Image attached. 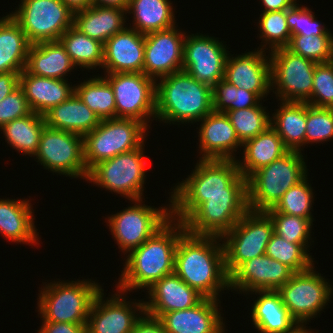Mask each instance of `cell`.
Here are the masks:
<instances>
[{"instance_id": "1", "label": "cell", "mask_w": 333, "mask_h": 333, "mask_svg": "<svg viewBox=\"0 0 333 333\" xmlns=\"http://www.w3.org/2000/svg\"><path fill=\"white\" fill-rule=\"evenodd\" d=\"M198 161L172 189L171 217L193 235L222 237L249 210L247 179L236 160Z\"/></svg>"}, {"instance_id": "2", "label": "cell", "mask_w": 333, "mask_h": 333, "mask_svg": "<svg viewBox=\"0 0 333 333\" xmlns=\"http://www.w3.org/2000/svg\"><path fill=\"white\" fill-rule=\"evenodd\" d=\"M221 241V237L185 231L175 250L174 272L204 298L220 300L221 290H229Z\"/></svg>"}, {"instance_id": "3", "label": "cell", "mask_w": 333, "mask_h": 333, "mask_svg": "<svg viewBox=\"0 0 333 333\" xmlns=\"http://www.w3.org/2000/svg\"><path fill=\"white\" fill-rule=\"evenodd\" d=\"M184 232L183 222L171 217L143 244L128 253L116 288L124 293L147 290L162 277L174 273L175 250Z\"/></svg>"}, {"instance_id": "4", "label": "cell", "mask_w": 333, "mask_h": 333, "mask_svg": "<svg viewBox=\"0 0 333 333\" xmlns=\"http://www.w3.org/2000/svg\"><path fill=\"white\" fill-rule=\"evenodd\" d=\"M155 96V118L160 122L195 123L213 111L212 87L183 70L156 81Z\"/></svg>"}, {"instance_id": "5", "label": "cell", "mask_w": 333, "mask_h": 333, "mask_svg": "<svg viewBox=\"0 0 333 333\" xmlns=\"http://www.w3.org/2000/svg\"><path fill=\"white\" fill-rule=\"evenodd\" d=\"M300 151H289L247 178L248 207L251 211L273 208L285 192L307 176V166Z\"/></svg>"}, {"instance_id": "6", "label": "cell", "mask_w": 333, "mask_h": 333, "mask_svg": "<svg viewBox=\"0 0 333 333\" xmlns=\"http://www.w3.org/2000/svg\"><path fill=\"white\" fill-rule=\"evenodd\" d=\"M60 281L45 282L41 287L37 298L40 318L47 322L87 324L92 302L102 287L91 279Z\"/></svg>"}, {"instance_id": "7", "label": "cell", "mask_w": 333, "mask_h": 333, "mask_svg": "<svg viewBox=\"0 0 333 333\" xmlns=\"http://www.w3.org/2000/svg\"><path fill=\"white\" fill-rule=\"evenodd\" d=\"M148 127L133 118L103 119L84 136V160L88 172L98 163L139 148Z\"/></svg>"}, {"instance_id": "8", "label": "cell", "mask_w": 333, "mask_h": 333, "mask_svg": "<svg viewBox=\"0 0 333 333\" xmlns=\"http://www.w3.org/2000/svg\"><path fill=\"white\" fill-rule=\"evenodd\" d=\"M273 223L265 211L248 210L221 239L225 270L230 276L245 261L265 254L273 234Z\"/></svg>"}, {"instance_id": "9", "label": "cell", "mask_w": 333, "mask_h": 333, "mask_svg": "<svg viewBox=\"0 0 333 333\" xmlns=\"http://www.w3.org/2000/svg\"><path fill=\"white\" fill-rule=\"evenodd\" d=\"M144 143L137 149L121 153L96 164L87 177L100 188L120 194L128 200L143 199L147 162L144 157Z\"/></svg>"}, {"instance_id": "10", "label": "cell", "mask_w": 333, "mask_h": 333, "mask_svg": "<svg viewBox=\"0 0 333 333\" xmlns=\"http://www.w3.org/2000/svg\"><path fill=\"white\" fill-rule=\"evenodd\" d=\"M10 15L30 44L59 41L73 25L74 12L62 0H21Z\"/></svg>"}, {"instance_id": "11", "label": "cell", "mask_w": 333, "mask_h": 333, "mask_svg": "<svg viewBox=\"0 0 333 333\" xmlns=\"http://www.w3.org/2000/svg\"><path fill=\"white\" fill-rule=\"evenodd\" d=\"M314 264L307 270L295 272L293 276L277 291L282 303L291 317L305 326L309 320L330 303L333 286L320 273H316Z\"/></svg>"}, {"instance_id": "12", "label": "cell", "mask_w": 333, "mask_h": 333, "mask_svg": "<svg viewBox=\"0 0 333 333\" xmlns=\"http://www.w3.org/2000/svg\"><path fill=\"white\" fill-rule=\"evenodd\" d=\"M131 202L135 204L108 216L106 220L124 254L138 248L171 218V205L153 208L145 205L142 199Z\"/></svg>"}, {"instance_id": "13", "label": "cell", "mask_w": 333, "mask_h": 333, "mask_svg": "<svg viewBox=\"0 0 333 333\" xmlns=\"http://www.w3.org/2000/svg\"><path fill=\"white\" fill-rule=\"evenodd\" d=\"M34 156L48 171L87 180L89 172L84 160V137L79 134L45 126Z\"/></svg>"}, {"instance_id": "14", "label": "cell", "mask_w": 333, "mask_h": 333, "mask_svg": "<svg viewBox=\"0 0 333 333\" xmlns=\"http://www.w3.org/2000/svg\"><path fill=\"white\" fill-rule=\"evenodd\" d=\"M269 55L271 91L275 92L279 101L307 102L312 95L317 63L296 55L287 48L275 49Z\"/></svg>"}, {"instance_id": "15", "label": "cell", "mask_w": 333, "mask_h": 333, "mask_svg": "<svg viewBox=\"0 0 333 333\" xmlns=\"http://www.w3.org/2000/svg\"><path fill=\"white\" fill-rule=\"evenodd\" d=\"M104 78L113 89L116 118H133L150 128L156 113V81L143 73H111Z\"/></svg>"}, {"instance_id": "16", "label": "cell", "mask_w": 333, "mask_h": 333, "mask_svg": "<svg viewBox=\"0 0 333 333\" xmlns=\"http://www.w3.org/2000/svg\"><path fill=\"white\" fill-rule=\"evenodd\" d=\"M215 37L203 34L186 35L182 70L196 80L213 87L224 79L229 51Z\"/></svg>"}, {"instance_id": "17", "label": "cell", "mask_w": 333, "mask_h": 333, "mask_svg": "<svg viewBox=\"0 0 333 333\" xmlns=\"http://www.w3.org/2000/svg\"><path fill=\"white\" fill-rule=\"evenodd\" d=\"M103 291L102 289L92 302L86 326L87 332L131 333L140 315L145 312L144 300L126 301V297L123 296L125 293L118 289L111 298L107 297L104 300Z\"/></svg>"}, {"instance_id": "18", "label": "cell", "mask_w": 333, "mask_h": 333, "mask_svg": "<svg viewBox=\"0 0 333 333\" xmlns=\"http://www.w3.org/2000/svg\"><path fill=\"white\" fill-rule=\"evenodd\" d=\"M176 27L145 34L143 74L155 81L182 71L186 33Z\"/></svg>"}, {"instance_id": "19", "label": "cell", "mask_w": 333, "mask_h": 333, "mask_svg": "<svg viewBox=\"0 0 333 333\" xmlns=\"http://www.w3.org/2000/svg\"><path fill=\"white\" fill-rule=\"evenodd\" d=\"M295 272L266 254L242 263L229 276V289L246 294L254 291L278 290Z\"/></svg>"}, {"instance_id": "20", "label": "cell", "mask_w": 333, "mask_h": 333, "mask_svg": "<svg viewBox=\"0 0 333 333\" xmlns=\"http://www.w3.org/2000/svg\"><path fill=\"white\" fill-rule=\"evenodd\" d=\"M257 48L236 57L228 54L224 80L246 91L255 93L261 100L271 90V65L269 54Z\"/></svg>"}, {"instance_id": "21", "label": "cell", "mask_w": 333, "mask_h": 333, "mask_svg": "<svg viewBox=\"0 0 333 333\" xmlns=\"http://www.w3.org/2000/svg\"><path fill=\"white\" fill-rule=\"evenodd\" d=\"M104 43L102 69L105 74L143 73L145 35L128 27Z\"/></svg>"}, {"instance_id": "22", "label": "cell", "mask_w": 333, "mask_h": 333, "mask_svg": "<svg viewBox=\"0 0 333 333\" xmlns=\"http://www.w3.org/2000/svg\"><path fill=\"white\" fill-rule=\"evenodd\" d=\"M220 302L203 298L191 308L164 313L159 319L167 333H225Z\"/></svg>"}, {"instance_id": "23", "label": "cell", "mask_w": 333, "mask_h": 333, "mask_svg": "<svg viewBox=\"0 0 333 333\" xmlns=\"http://www.w3.org/2000/svg\"><path fill=\"white\" fill-rule=\"evenodd\" d=\"M200 159L236 160L234 151L242 147L226 113L212 111L200 120Z\"/></svg>"}, {"instance_id": "24", "label": "cell", "mask_w": 333, "mask_h": 333, "mask_svg": "<svg viewBox=\"0 0 333 333\" xmlns=\"http://www.w3.org/2000/svg\"><path fill=\"white\" fill-rule=\"evenodd\" d=\"M147 290L149 296L148 301H144V309L156 318L167 312L191 308L204 298L175 272L162 277Z\"/></svg>"}, {"instance_id": "25", "label": "cell", "mask_w": 333, "mask_h": 333, "mask_svg": "<svg viewBox=\"0 0 333 333\" xmlns=\"http://www.w3.org/2000/svg\"><path fill=\"white\" fill-rule=\"evenodd\" d=\"M68 79H52L29 74L25 69L20 73L19 86L34 113L44 115L51 108L67 100L74 92Z\"/></svg>"}, {"instance_id": "26", "label": "cell", "mask_w": 333, "mask_h": 333, "mask_svg": "<svg viewBox=\"0 0 333 333\" xmlns=\"http://www.w3.org/2000/svg\"><path fill=\"white\" fill-rule=\"evenodd\" d=\"M260 295L254 301L251 312L252 324L260 333H293L300 326L282 303L277 290L254 291Z\"/></svg>"}, {"instance_id": "27", "label": "cell", "mask_w": 333, "mask_h": 333, "mask_svg": "<svg viewBox=\"0 0 333 333\" xmlns=\"http://www.w3.org/2000/svg\"><path fill=\"white\" fill-rule=\"evenodd\" d=\"M28 199L0 198V234L15 243L38 244L33 208ZM31 243V244H30Z\"/></svg>"}, {"instance_id": "28", "label": "cell", "mask_w": 333, "mask_h": 333, "mask_svg": "<svg viewBox=\"0 0 333 333\" xmlns=\"http://www.w3.org/2000/svg\"><path fill=\"white\" fill-rule=\"evenodd\" d=\"M126 14L123 8L91 5L74 12L73 25L88 37L104 44L125 28Z\"/></svg>"}, {"instance_id": "29", "label": "cell", "mask_w": 333, "mask_h": 333, "mask_svg": "<svg viewBox=\"0 0 333 333\" xmlns=\"http://www.w3.org/2000/svg\"><path fill=\"white\" fill-rule=\"evenodd\" d=\"M43 116L46 126L76 133L83 137L95 129L101 121L75 92Z\"/></svg>"}, {"instance_id": "30", "label": "cell", "mask_w": 333, "mask_h": 333, "mask_svg": "<svg viewBox=\"0 0 333 333\" xmlns=\"http://www.w3.org/2000/svg\"><path fill=\"white\" fill-rule=\"evenodd\" d=\"M76 67L60 41L32 44L28 50L25 70L41 77L61 79Z\"/></svg>"}, {"instance_id": "31", "label": "cell", "mask_w": 333, "mask_h": 333, "mask_svg": "<svg viewBox=\"0 0 333 333\" xmlns=\"http://www.w3.org/2000/svg\"><path fill=\"white\" fill-rule=\"evenodd\" d=\"M242 147L244 156L241 161H236L240 173L246 179L259 168L269 165L290 151L271 126L256 137L246 140Z\"/></svg>"}, {"instance_id": "32", "label": "cell", "mask_w": 333, "mask_h": 333, "mask_svg": "<svg viewBox=\"0 0 333 333\" xmlns=\"http://www.w3.org/2000/svg\"><path fill=\"white\" fill-rule=\"evenodd\" d=\"M30 45L19 23L10 14L0 18V73L22 72Z\"/></svg>"}, {"instance_id": "33", "label": "cell", "mask_w": 333, "mask_h": 333, "mask_svg": "<svg viewBox=\"0 0 333 333\" xmlns=\"http://www.w3.org/2000/svg\"><path fill=\"white\" fill-rule=\"evenodd\" d=\"M272 114L270 126L290 151L305 147L306 102H283Z\"/></svg>"}, {"instance_id": "34", "label": "cell", "mask_w": 333, "mask_h": 333, "mask_svg": "<svg viewBox=\"0 0 333 333\" xmlns=\"http://www.w3.org/2000/svg\"><path fill=\"white\" fill-rule=\"evenodd\" d=\"M174 10L169 0H129L126 13L133 14L132 28L145 35L177 25Z\"/></svg>"}, {"instance_id": "35", "label": "cell", "mask_w": 333, "mask_h": 333, "mask_svg": "<svg viewBox=\"0 0 333 333\" xmlns=\"http://www.w3.org/2000/svg\"><path fill=\"white\" fill-rule=\"evenodd\" d=\"M46 126L43 115L31 114L16 118L0 128L7 143L18 152L34 157L38 151L40 136Z\"/></svg>"}, {"instance_id": "36", "label": "cell", "mask_w": 333, "mask_h": 333, "mask_svg": "<svg viewBox=\"0 0 333 333\" xmlns=\"http://www.w3.org/2000/svg\"><path fill=\"white\" fill-rule=\"evenodd\" d=\"M74 65L79 68H102L104 44L92 39L72 25L59 39Z\"/></svg>"}, {"instance_id": "37", "label": "cell", "mask_w": 333, "mask_h": 333, "mask_svg": "<svg viewBox=\"0 0 333 333\" xmlns=\"http://www.w3.org/2000/svg\"><path fill=\"white\" fill-rule=\"evenodd\" d=\"M74 92L100 120L116 118L114 92L104 77L95 76L84 80L80 85H74Z\"/></svg>"}, {"instance_id": "38", "label": "cell", "mask_w": 333, "mask_h": 333, "mask_svg": "<svg viewBox=\"0 0 333 333\" xmlns=\"http://www.w3.org/2000/svg\"><path fill=\"white\" fill-rule=\"evenodd\" d=\"M261 104L255 107L226 112L242 143L263 133L270 127L271 116L269 112H266V107Z\"/></svg>"}, {"instance_id": "39", "label": "cell", "mask_w": 333, "mask_h": 333, "mask_svg": "<svg viewBox=\"0 0 333 333\" xmlns=\"http://www.w3.org/2000/svg\"><path fill=\"white\" fill-rule=\"evenodd\" d=\"M262 100L250 91L220 80L212 87L213 111L226 113L227 111L255 107Z\"/></svg>"}, {"instance_id": "40", "label": "cell", "mask_w": 333, "mask_h": 333, "mask_svg": "<svg viewBox=\"0 0 333 333\" xmlns=\"http://www.w3.org/2000/svg\"><path fill=\"white\" fill-rule=\"evenodd\" d=\"M307 176L298 184L290 187L277 204L265 212H279L282 214L314 219L311 215L314 193L307 180Z\"/></svg>"}, {"instance_id": "41", "label": "cell", "mask_w": 333, "mask_h": 333, "mask_svg": "<svg viewBox=\"0 0 333 333\" xmlns=\"http://www.w3.org/2000/svg\"><path fill=\"white\" fill-rule=\"evenodd\" d=\"M265 254L294 272L305 271L314 264V258L300 244L290 243L275 233L266 246Z\"/></svg>"}, {"instance_id": "42", "label": "cell", "mask_w": 333, "mask_h": 333, "mask_svg": "<svg viewBox=\"0 0 333 333\" xmlns=\"http://www.w3.org/2000/svg\"><path fill=\"white\" fill-rule=\"evenodd\" d=\"M259 17V38L262 39L261 50L273 51L286 48L291 39V33L287 24L286 10L263 12ZM264 41V42H263ZM269 47L266 49V47ZM265 47V48H264ZM265 49V50H264Z\"/></svg>"}, {"instance_id": "43", "label": "cell", "mask_w": 333, "mask_h": 333, "mask_svg": "<svg viewBox=\"0 0 333 333\" xmlns=\"http://www.w3.org/2000/svg\"><path fill=\"white\" fill-rule=\"evenodd\" d=\"M292 53L305 57L315 63L333 61V34L324 33L318 36H291L286 47Z\"/></svg>"}, {"instance_id": "44", "label": "cell", "mask_w": 333, "mask_h": 333, "mask_svg": "<svg viewBox=\"0 0 333 333\" xmlns=\"http://www.w3.org/2000/svg\"><path fill=\"white\" fill-rule=\"evenodd\" d=\"M273 223V232L290 243L300 244L307 252L311 240V228L314 219L282 214L279 212H266Z\"/></svg>"}, {"instance_id": "45", "label": "cell", "mask_w": 333, "mask_h": 333, "mask_svg": "<svg viewBox=\"0 0 333 333\" xmlns=\"http://www.w3.org/2000/svg\"><path fill=\"white\" fill-rule=\"evenodd\" d=\"M305 145L333 138V108L314 107L306 102Z\"/></svg>"}, {"instance_id": "46", "label": "cell", "mask_w": 333, "mask_h": 333, "mask_svg": "<svg viewBox=\"0 0 333 333\" xmlns=\"http://www.w3.org/2000/svg\"><path fill=\"white\" fill-rule=\"evenodd\" d=\"M287 24L293 35L318 36L324 33H331L320 21L317 20L311 9L296 2L291 8L286 10Z\"/></svg>"}, {"instance_id": "47", "label": "cell", "mask_w": 333, "mask_h": 333, "mask_svg": "<svg viewBox=\"0 0 333 333\" xmlns=\"http://www.w3.org/2000/svg\"><path fill=\"white\" fill-rule=\"evenodd\" d=\"M313 81L312 95L307 103L333 108V61L316 64Z\"/></svg>"}, {"instance_id": "48", "label": "cell", "mask_w": 333, "mask_h": 333, "mask_svg": "<svg viewBox=\"0 0 333 333\" xmlns=\"http://www.w3.org/2000/svg\"><path fill=\"white\" fill-rule=\"evenodd\" d=\"M32 112L23 89L19 86L0 101V128L14 119L25 117Z\"/></svg>"}, {"instance_id": "49", "label": "cell", "mask_w": 333, "mask_h": 333, "mask_svg": "<svg viewBox=\"0 0 333 333\" xmlns=\"http://www.w3.org/2000/svg\"><path fill=\"white\" fill-rule=\"evenodd\" d=\"M41 328L38 333H86L87 324L66 323V322H47L42 320Z\"/></svg>"}, {"instance_id": "50", "label": "cell", "mask_w": 333, "mask_h": 333, "mask_svg": "<svg viewBox=\"0 0 333 333\" xmlns=\"http://www.w3.org/2000/svg\"><path fill=\"white\" fill-rule=\"evenodd\" d=\"M131 333H167L159 318L144 312L135 323Z\"/></svg>"}, {"instance_id": "51", "label": "cell", "mask_w": 333, "mask_h": 333, "mask_svg": "<svg viewBox=\"0 0 333 333\" xmlns=\"http://www.w3.org/2000/svg\"><path fill=\"white\" fill-rule=\"evenodd\" d=\"M21 72L0 73V101L19 87Z\"/></svg>"}, {"instance_id": "52", "label": "cell", "mask_w": 333, "mask_h": 333, "mask_svg": "<svg viewBox=\"0 0 333 333\" xmlns=\"http://www.w3.org/2000/svg\"><path fill=\"white\" fill-rule=\"evenodd\" d=\"M264 5L262 12L280 11L291 8L297 0H261Z\"/></svg>"}, {"instance_id": "53", "label": "cell", "mask_w": 333, "mask_h": 333, "mask_svg": "<svg viewBox=\"0 0 333 333\" xmlns=\"http://www.w3.org/2000/svg\"><path fill=\"white\" fill-rule=\"evenodd\" d=\"M129 0H92V5L127 9Z\"/></svg>"}, {"instance_id": "54", "label": "cell", "mask_w": 333, "mask_h": 333, "mask_svg": "<svg viewBox=\"0 0 333 333\" xmlns=\"http://www.w3.org/2000/svg\"><path fill=\"white\" fill-rule=\"evenodd\" d=\"M73 12L92 5V0H62Z\"/></svg>"}, {"instance_id": "55", "label": "cell", "mask_w": 333, "mask_h": 333, "mask_svg": "<svg viewBox=\"0 0 333 333\" xmlns=\"http://www.w3.org/2000/svg\"><path fill=\"white\" fill-rule=\"evenodd\" d=\"M307 326H300L298 329H296L293 333H314L311 329H307ZM317 333V332H316Z\"/></svg>"}]
</instances>
